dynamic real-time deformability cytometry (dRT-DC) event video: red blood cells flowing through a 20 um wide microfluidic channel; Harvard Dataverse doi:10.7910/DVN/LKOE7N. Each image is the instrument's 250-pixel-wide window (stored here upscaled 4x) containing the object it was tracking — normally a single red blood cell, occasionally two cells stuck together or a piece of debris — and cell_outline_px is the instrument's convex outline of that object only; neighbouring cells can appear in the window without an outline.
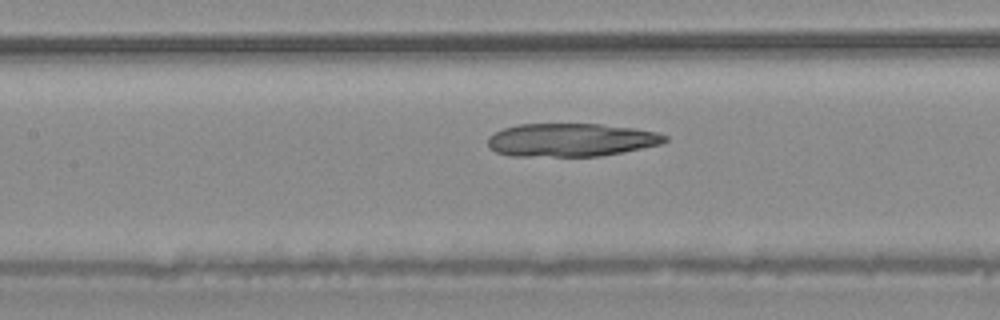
{"species": "common noctule bat (a hibernating species)", "species_latin": "Nyctalus noctula", "temperature_condition": "warm", "stored_images_in_passage": 38, "camera_frame_rate_fps": 3000, "um_per_image_px": 0.085, "animal": {"sex": "male", "body_mass_g": 20.4}, "frame": {"image": 1, "passage_image": 12, "time_ms": 3.667, "image_size_px": [1000, 320], "cell_outline_px": [[668, 140], [660, 144], [600, 156], [512, 156], [496, 152], [488, 144], [488, 136], [504, 128], [520, 124], [600, 124], [636, 128], [656, 132], [668, 136]], "centroid_in_image_um": [48.54, 11.89], "position_along_channel_um": 158.9, "area_um2": 34.1}}
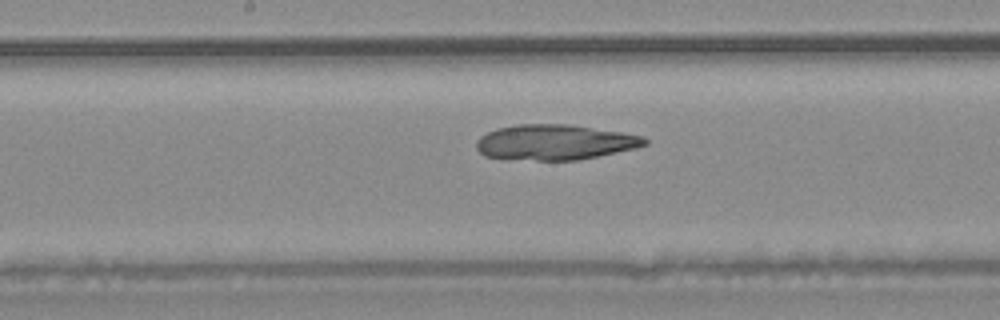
{"frame": {"image": 2, "passage_image": 15, "time_ms": 4.667, "image_size_px": [1000, 320], "cell_outline_px": [[648, 144], [636, 148], [576, 160], [536, 160], [484, 156], [476, 148], [476, 140], [480, 136], [496, 128], [516, 124], [568, 124], [620, 132], [644, 136], [648, 140]], "centroid_in_image_um": [47.15, 12.08], "position_along_channel_um": 201.0, "area_um2": 34.45}}